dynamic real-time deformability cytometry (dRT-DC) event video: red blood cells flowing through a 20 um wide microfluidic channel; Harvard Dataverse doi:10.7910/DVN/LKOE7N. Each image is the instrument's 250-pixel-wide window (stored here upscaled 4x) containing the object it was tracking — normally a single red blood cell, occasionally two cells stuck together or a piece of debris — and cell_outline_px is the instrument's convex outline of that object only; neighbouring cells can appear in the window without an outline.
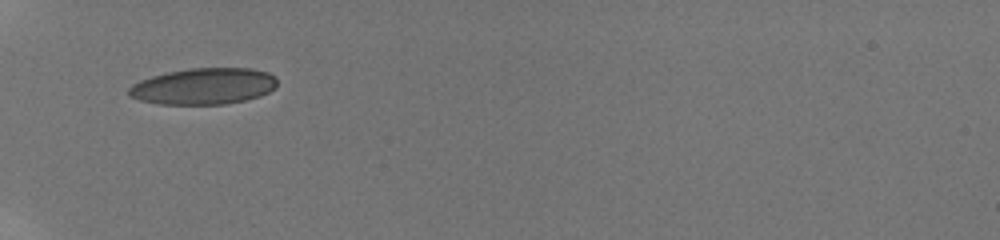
{"species": "human", "species_latin": "Homo sapiens", "temperature_condition": "room temperature", "stored_images_in_passage": 2, "camera_frame_rate_fps": 3000, "um_per_image_px": 0.085, "donor": {"sex": "male"}, "frame": {"image": 1, "passage_image": 1, "time_ms": 0.0, "image_size_px": [1000, 240], "cell_outline_px": [[276, 88], [260, 96], [244, 100], [224, 104], [160, 104], [140, 100], [128, 96], [128, 88], [132, 84], [140, 80], [152, 76], [168, 72], [188, 68], [252, 68], [268, 72], [276, 76]], "centroid_in_image_um": [17.31, 7.32], "position_along_channel_um": 67.7, "area_um2": 31.56}}